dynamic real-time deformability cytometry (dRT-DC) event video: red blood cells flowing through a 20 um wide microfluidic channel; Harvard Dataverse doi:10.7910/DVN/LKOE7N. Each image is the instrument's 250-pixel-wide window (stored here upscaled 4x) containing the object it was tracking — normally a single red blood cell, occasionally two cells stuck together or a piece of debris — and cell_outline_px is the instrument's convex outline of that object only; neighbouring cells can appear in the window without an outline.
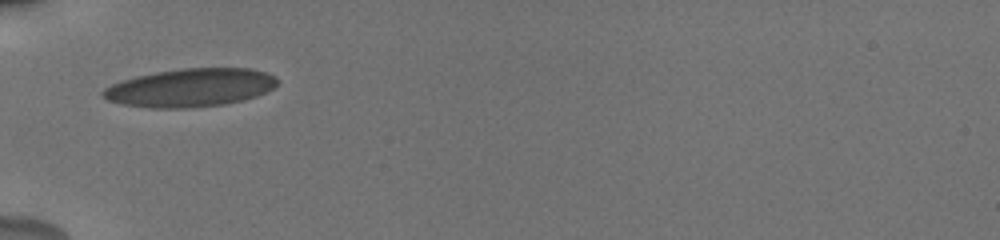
{"species": "human", "species_latin": "Homo sapiens", "temperature_condition": "cold", "stored_images_in_passage": 43, "camera_frame_rate_fps": 3000, "um_per_image_px": 0.085, "donor": {"sex": "male"}, "frame": {"image": 1, "passage_image": 1, "time_ms": 0.0, "image_size_px": [1000, 240], "cell_outline_px": [[276, 84], [272, 88], [256, 96], [244, 100], [224, 104], [188, 108], [152, 108], [124, 104], [108, 100], [100, 96], [100, 92], [104, 88], [120, 80], [136, 76], [156, 72], [180, 68], [252, 68], [268, 72], [276, 76]], "centroid_in_image_um": [16.16, 7.44], "position_along_channel_um": 68.8, "area_um2": 39.02}}
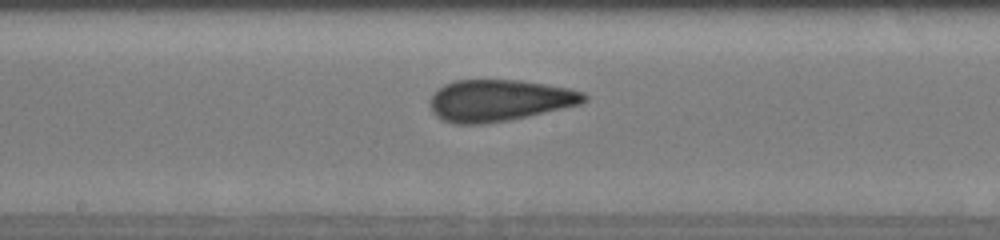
{"frame": {"image": 2, "passage_image": 15, "time_ms": 3.667, "image_size_px": [1000, 240], "cell_outline_px": [[588, 100], [580, 104], [528, 116], [508, 120], [484, 124], [456, 124], [440, 120], [432, 112], [428, 100], [444, 84], [456, 80], [520, 80], [568, 88], [584, 92], [588, 96]], "centroid_in_image_um": [42.42, 8.54], "position_along_channel_um": 205.8, "area_um2": 37.4}}
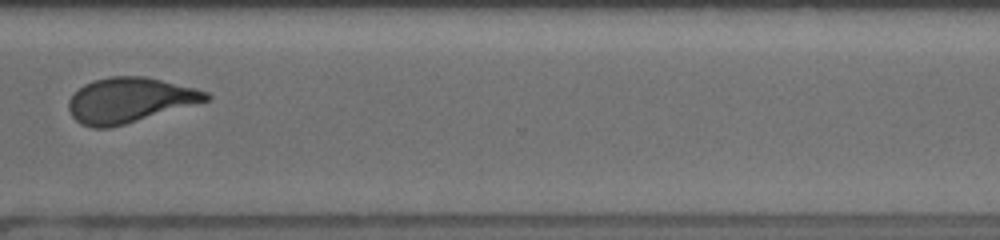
{"frame": {"image": 3, "passage_image": 32, "time_ms": 7.667, "image_size_px": [1000, 240], "cell_outline_px": [[212, 96], [208, 100], [124, 124], [108, 128], [92, 128], [80, 124], [72, 116], [68, 108], [68, 100], [84, 84], [92, 80], [112, 76], [144, 76], [196, 88], [208, 92]], "centroid_in_image_um": [10.98, 8.5], "position_along_channel_um": 359.6, "area_um2": 35.72}, "authors_computed_cell_mechanics": {"area_um2": 36.5296, "velocity_mm_per_s": 3.8446, "shape_relaxation_time_tau1_ms": 8.8212, "shape_relaxation_time_tau2_ms": 1.1913, "deformation_change_tau1": 0.2033, "deformation_change_tau2": 0.0932}}